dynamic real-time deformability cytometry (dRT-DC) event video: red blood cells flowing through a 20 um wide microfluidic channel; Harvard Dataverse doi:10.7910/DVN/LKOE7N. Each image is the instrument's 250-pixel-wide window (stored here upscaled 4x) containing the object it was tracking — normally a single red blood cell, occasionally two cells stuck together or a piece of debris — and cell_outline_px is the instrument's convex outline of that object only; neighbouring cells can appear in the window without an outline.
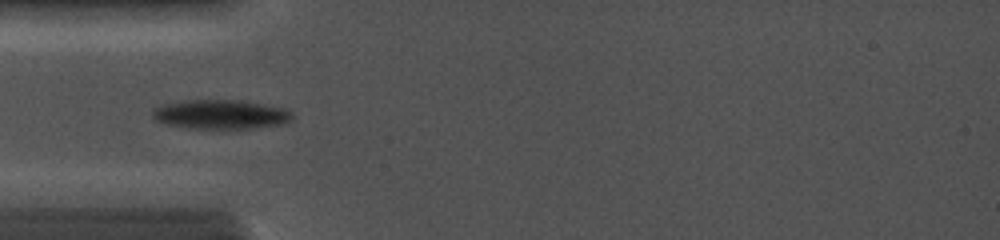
{"species": "common noctule bat (a hibernating species)", "species_latin": "Nyctalus noctula", "temperature_condition": "cold", "stored_images_in_passage": 8, "camera_frame_rate_fps": 5000, "um_per_image_px": 0.085, "animal": {"sex": "female", "body_mass_g": 19.0, "forearm_length_mm": 56.7}, "frame": {"image": 1, "passage_image": 6, "time_ms": 3.8, "image_size_px": [1000, 240], "cell_outline_px": [[292, 120], [280, 124], [252, 128], [192, 128], [168, 124], [156, 120], [152, 116], [152, 108], [164, 104], [184, 100], [244, 100], [284, 108], [292, 112]], "centroid_in_image_um": [18.75, 9.7], "position_along_channel_um": 66.2, "area_um2": 23.7}}
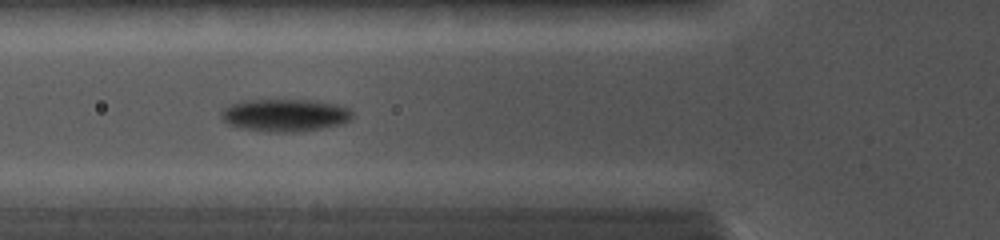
{"frame": {"image": 2, "passage_image": 7, "time_ms": 4.6, "image_size_px": [1000, 240], "cell_outline_px": [[352, 116], [344, 124], [300, 132], [272, 132], [244, 128], [228, 124], [224, 120], [220, 112], [228, 104], [244, 100], [316, 100], [336, 104], [348, 108], [352, 112]], "centroid_in_image_um": [24.23, 9.78], "position_along_channel_um": 101.6, "area_um2": 24.91}}